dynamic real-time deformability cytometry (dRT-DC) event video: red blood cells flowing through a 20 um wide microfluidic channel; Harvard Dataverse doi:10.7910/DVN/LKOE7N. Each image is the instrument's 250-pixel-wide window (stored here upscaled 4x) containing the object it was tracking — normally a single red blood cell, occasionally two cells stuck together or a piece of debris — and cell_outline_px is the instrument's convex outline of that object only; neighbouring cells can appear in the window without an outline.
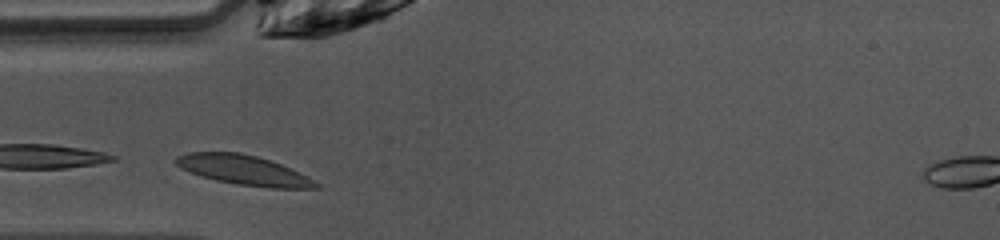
{"species": "common noctule bat (a hibernating species)", "species_latin": "Nyctalus noctula", "temperature_condition": "warm", "stored_images_in_passage": 23, "camera_frame_rate_fps": 3000, "um_per_image_px": 0.085, "animal": {"sex": "female", "body_mass_g": 10.0, "forearm_length_mm": 53.1}, "frame": {"image": 1, "passage_image": 1, "time_ms": 0.0, "image_size_px": [1000, 240], "cell_outline_px": [[320, 188], [268, 188], [236, 184], [216, 180], [200, 176], [180, 168], [176, 164], [176, 156], [188, 152], [240, 152], [256, 156], [280, 164], [320, 184]], "centroid_in_image_um": [20.65, 14.46], "position_along_channel_um": 64.4, "area_um2": 23.87}}
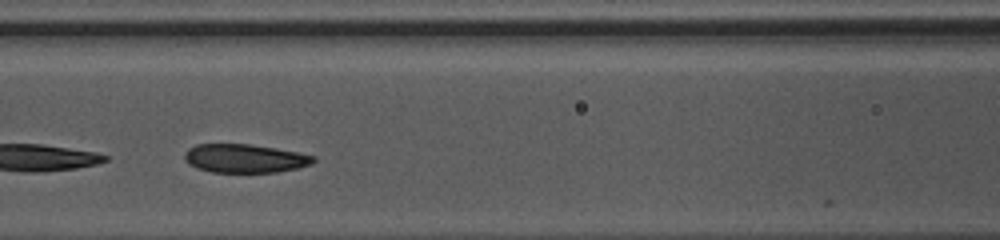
{"frame": {"image": 2, "passage_image": 7, "time_ms": 2.0, "image_size_px": [1000, 240], "cell_outline_px": [[316, 160], [312, 164], [296, 168], [276, 172], [212, 172], [196, 168], [188, 164], [184, 160], [184, 152], [188, 148], [196, 144], [252, 144], [300, 152], [316, 156]], "centroid_in_image_um": [20.8, 13.45], "position_along_channel_um": 145.8, "area_um2": 21.73}}
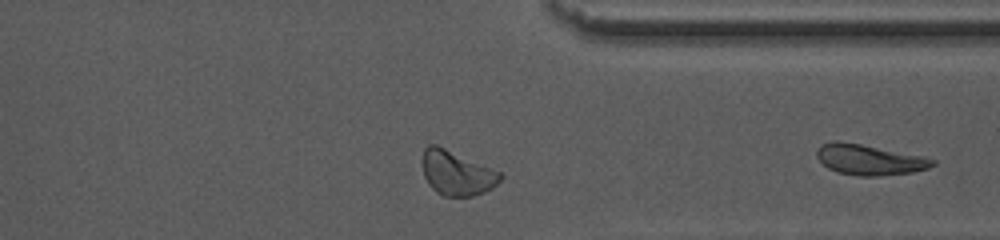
{"frame": {"image": 3, "passage_image": 20, "time_ms": 6.333, "image_size_px": [1000, 240], "cell_outline_px": [[504, 176], [492, 188], [484, 192], [472, 196], [444, 196], [436, 192], [428, 184], [424, 176], [420, 160], [424, 148], [428, 144], [436, 144], [500, 172]], "centroid_in_image_um": [38.77, 14.7], "position_along_channel_um": 372.6, "area_um2": 20.29}}